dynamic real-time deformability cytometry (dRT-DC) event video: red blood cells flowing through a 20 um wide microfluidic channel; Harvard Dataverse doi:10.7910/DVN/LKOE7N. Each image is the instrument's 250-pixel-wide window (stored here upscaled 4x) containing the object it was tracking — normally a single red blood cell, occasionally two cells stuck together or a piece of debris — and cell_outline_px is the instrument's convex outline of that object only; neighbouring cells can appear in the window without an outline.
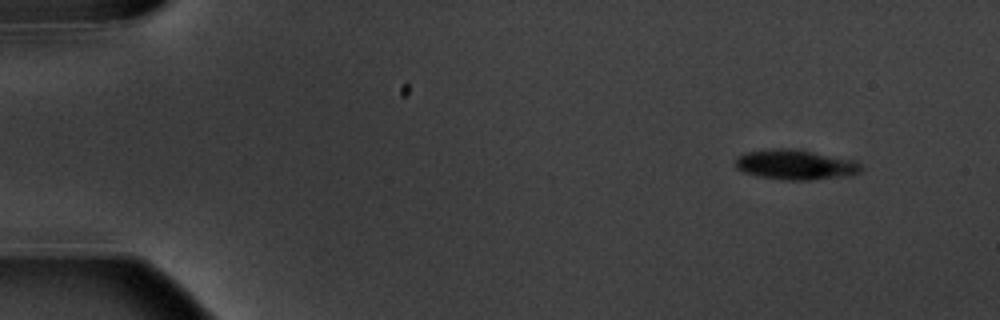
{"species": "common noctule bat (a hibernating species)", "species_latin": "Nyctalus noctula", "temperature_condition": "warm", "stored_images_in_passage": 7, "camera_frame_rate_fps": 3000, "um_per_image_px": 0.085, "animal": {"sex": "male", "body_mass_g": 20.1, "forearm_length_mm": 53.5}, "frame": {"image": 1, "passage_image": 1, "time_ms": 0.0, "image_size_px": [1000, 320], "cell_outline_px": [[864, 168], [860, 172], [848, 176], [812, 180], [784, 180], [756, 176], [744, 172], [736, 168], [736, 156], [744, 152], [772, 148], [796, 148], [856, 160]], "centroid_in_image_um": [67.62, 13.99], "position_along_channel_um": 17.4, "area_um2": 22.48}}
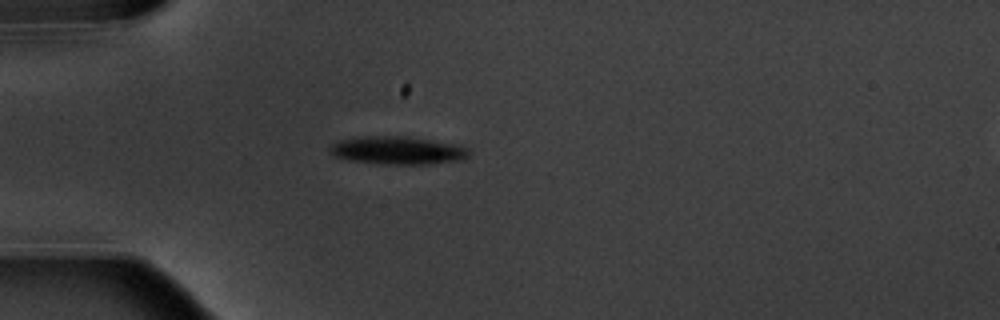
{"frame": {"image": 2, "passage_image": 4, "time_ms": 3.667, "image_size_px": [1000, 320], "cell_outline_px": [[472, 152], [464, 160], [432, 164], [376, 164], [348, 160], [336, 156], [328, 148], [332, 144], [340, 140], [364, 136], [408, 136], [460, 144], [468, 148]], "centroid_in_image_um": [33.89, 12.78], "position_along_channel_um": 51.1, "area_um2": 23.12}}